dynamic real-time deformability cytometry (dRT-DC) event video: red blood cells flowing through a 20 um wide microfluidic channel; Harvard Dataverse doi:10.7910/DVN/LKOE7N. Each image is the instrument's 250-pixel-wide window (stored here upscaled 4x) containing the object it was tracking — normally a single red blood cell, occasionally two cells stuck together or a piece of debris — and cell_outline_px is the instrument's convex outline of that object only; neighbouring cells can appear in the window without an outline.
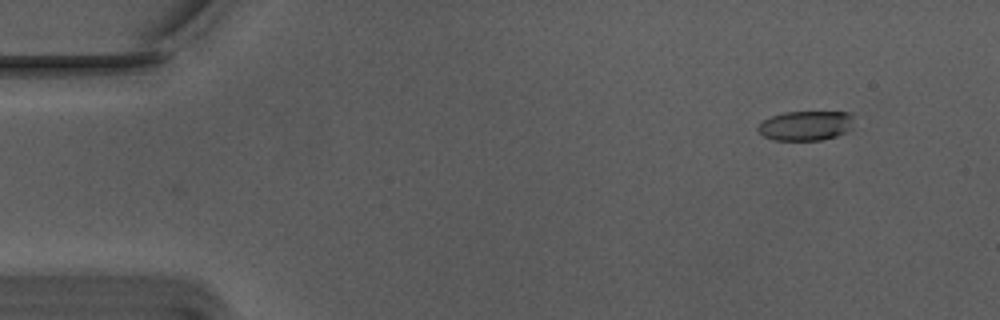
{"species": "Egyptian fruit bat (a non-hibernating species)", "species_latin": "Rousettus aegyptiacus", "temperature_condition": "warm", "stored_images_in_passage": 53, "camera_frame_rate_fps": 3000, "um_per_image_px": 0.085, "animal": {"sex": "male"}, "frame": {"image": 1, "passage_image": 3, "time_ms": 0.667, "image_size_px": [1000, 320], "cell_outline_px": [[852, 128], [836, 136], [820, 140], [776, 140], [764, 136], [756, 128], [764, 120], [772, 116], [784, 112], [848, 112], [852, 116]], "centroid_in_image_um": [68.49, 10.68], "position_along_channel_um": 16.5, "area_um2": 16.36}}
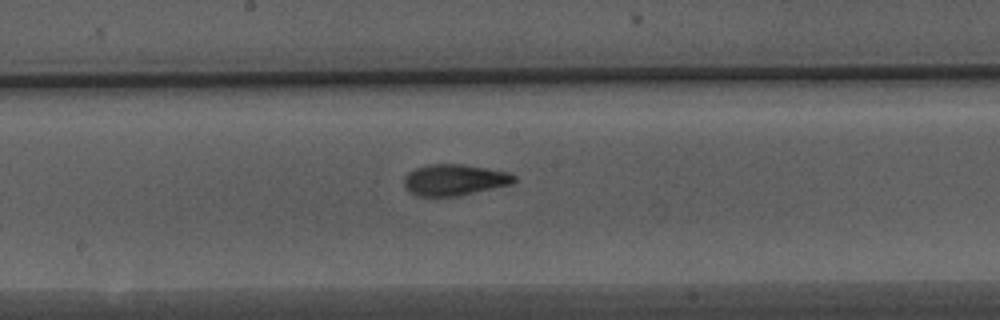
{"frame": {"image": 2, "passage_image": 27, "time_ms": 8.667, "image_size_px": [1000, 320], "cell_outline_px": [[516, 180], [512, 184], [456, 196], [416, 196], [408, 192], [404, 184], [404, 176], [408, 172], [416, 168], [428, 164], [464, 164], [508, 172], [516, 176]], "centroid_in_image_um": [38.6, 15.28], "position_along_channel_um": 209.6, "area_um2": 20.06}}
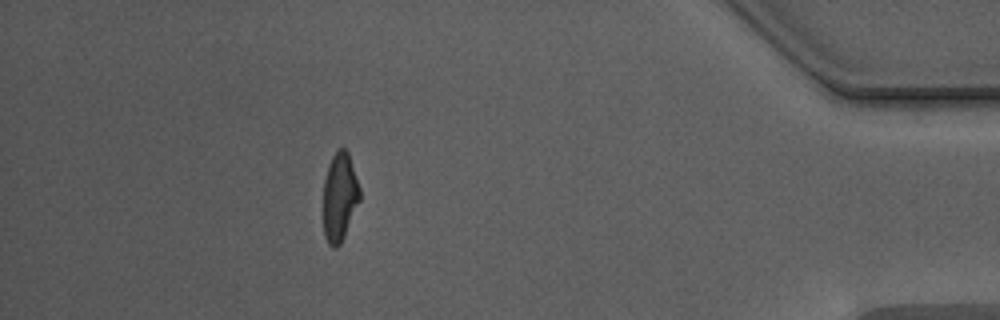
{"frame": {"image": 3, "passage_image": 47, "time_ms": 15.333, "image_size_px": [1000, 320], "cell_outline_px": [[360, 200], [344, 236], [340, 244], [336, 248], [332, 248], [328, 244], [324, 236], [324, 180], [328, 164], [332, 156], [340, 148], [344, 148], [348, 152], [360, 188]], "centroid_in_image_um": [28.87, 16.75], "position_along_channel_um": 406.3, "area_um2": 18.73}, "authors_computed_cell_mechanics": {"area_um2": 19.1896, "velocity_mm_per_s": 3.7472, "shape_relaxation_time_tau1_ms": 4.0203, "shape_relaxation_time_tau2_ms": 1.9665, "deformation_change_tau1": 0.19, "deformation_change_tau2": 0.1084}}